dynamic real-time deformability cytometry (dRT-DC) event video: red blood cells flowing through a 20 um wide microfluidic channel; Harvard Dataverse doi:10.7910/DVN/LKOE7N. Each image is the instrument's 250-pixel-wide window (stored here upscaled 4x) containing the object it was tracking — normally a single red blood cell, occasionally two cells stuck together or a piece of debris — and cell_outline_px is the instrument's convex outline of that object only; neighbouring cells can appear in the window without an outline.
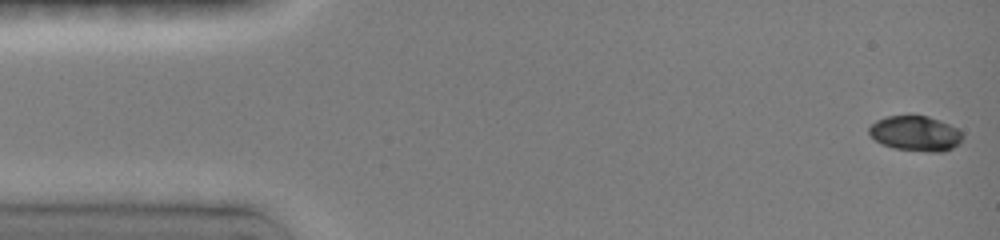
{"species": "common noctule bat (a hibernating species)", "species_latin": "Nyctalus noctula", "temperature_condition": "room temperature", "stored_images_in_passage": 8, "camera_frame_rate_fps": 3000, "um_per_image_px": 0.085, "animal": {"sex": "female", "body_mass_g": 19.0, "forearm_length_mm": 51.5}, "frame": {"image": 1, "passage_image": 1, "time_ms": 0.0, "image_size_px": [1000, 240], "cell_outline_px": [[964, 136], [960, 144], [944, 152], [932, 152], [892, 148], [876, 140], [868, 132], [868, 128], [876, 120], [884, 116], [908, 112], [928, 116], [940, 120], [956, 128]], "centroid_in_image_um": [77.81, 11.3], "position_along_channel_um": 7.2, "area_um2": 19.77}}
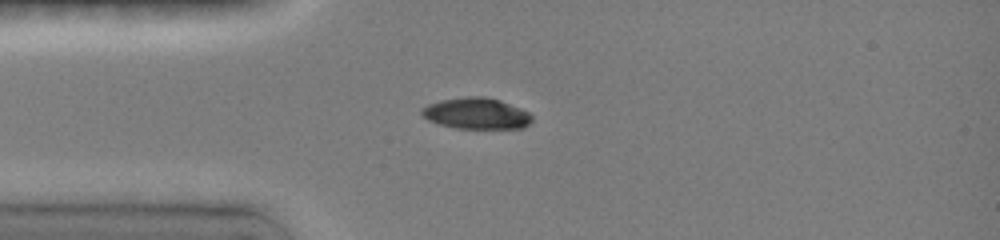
{"frame": {"image": 2, "passage_image": 5, "time_ms": 3.667, "image_size_px": [1000, 240], "cell_outline_px": [[532, 120], [524, 128], [456, 128], [440, 124], [428, 120], [420, 112], [420, 108], [428, 104], [440, 100], [468, 96], [484, 96], [500, 100], [520, 108], [528, 112], [532, 116]], "centroid_in_image_um": [40.48, 9.63], "position_along_channel_um": 44.5, "area_um2": 20.0}}
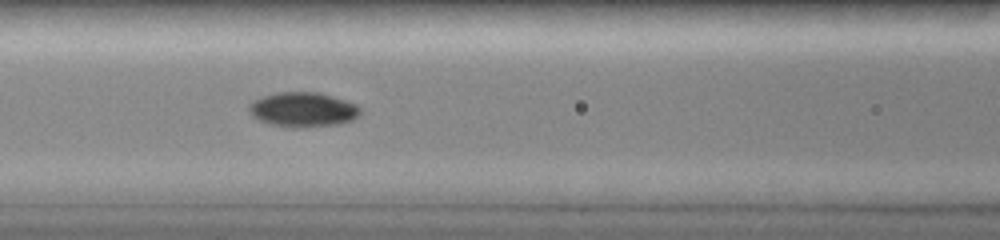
{"frame": {"image": 3, "passage_image": 8, "time_ms": 6.333, "image_size_px": [1000, 240], "cell_outline_px": [[360, 112], [352, 120], [340, 124], [304, 128], [292, 128], [272, 124], [260, 120], [252, 116], [248, 108], [256, 100], [264, 96], [280, 92], [316, 92], [344, 100], [356, 104], [360, 108]], "centroid_in_image_um": [25.77, 9.33], "position_along_channel_um": 140.8, "area_um2": 22.2}}